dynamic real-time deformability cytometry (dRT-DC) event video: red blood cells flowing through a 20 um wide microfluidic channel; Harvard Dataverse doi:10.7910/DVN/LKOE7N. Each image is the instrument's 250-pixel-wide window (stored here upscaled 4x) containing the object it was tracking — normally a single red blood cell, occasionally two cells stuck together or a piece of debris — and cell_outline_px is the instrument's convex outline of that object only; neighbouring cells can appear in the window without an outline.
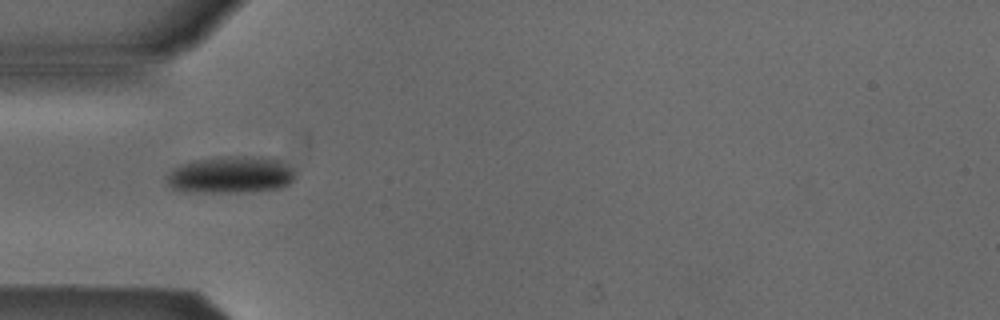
{"species": "Egyptian fruit bat (a non-hibernating species)", "species_latin": "Rousettus aegyptiacus", "temperature_condition": "cold", "stored_images_in_passage": 6, "camera_frame_rate_fps": 3000, "um_per_image_px": 0.085, "animal": {"sex": "male"}, "frame": {"image": 1, "passage_image": 4, "time_ms": 1.0, "image_size_px": [1000, 320], "cell_outline_px": [[296, 176], [288, 184], [280, 188], [252, 192], [188, 192], [172, 188], [168, 184], [168, 176], [172, 168], [180, 164], [192, 160], [220, 156], [260, 156], [280, 160], [292, 168], [296, 172]], "centroid_in_image_um": [19.63, 14.85], "position_along_channel_um": 65.4, "area_um2": 28.09}}
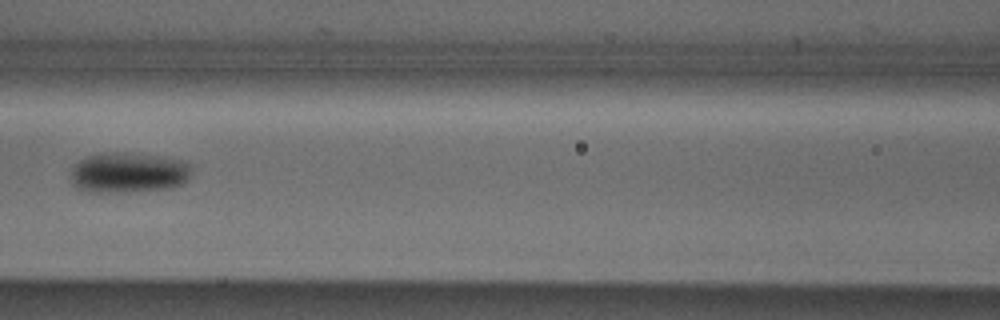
{"frame": {"image": 2, "passage_image": 6, "time_ms": 1.667, "image_size_px": [1000, 320], "cell_outline_px": [[192, 168], [188, 180], [184, 184], [172, 188], [128, 192], [88, 192], [76, 188], [72, 184], [72, 164], [88, 156], [100, 152], [124, 152], [160, 156], [180, 160], [188, 164]], "centroid_in_image_um": [10.91, 14.68], "position_along_channel_um": 155.7, "area_um2": 28.9}}